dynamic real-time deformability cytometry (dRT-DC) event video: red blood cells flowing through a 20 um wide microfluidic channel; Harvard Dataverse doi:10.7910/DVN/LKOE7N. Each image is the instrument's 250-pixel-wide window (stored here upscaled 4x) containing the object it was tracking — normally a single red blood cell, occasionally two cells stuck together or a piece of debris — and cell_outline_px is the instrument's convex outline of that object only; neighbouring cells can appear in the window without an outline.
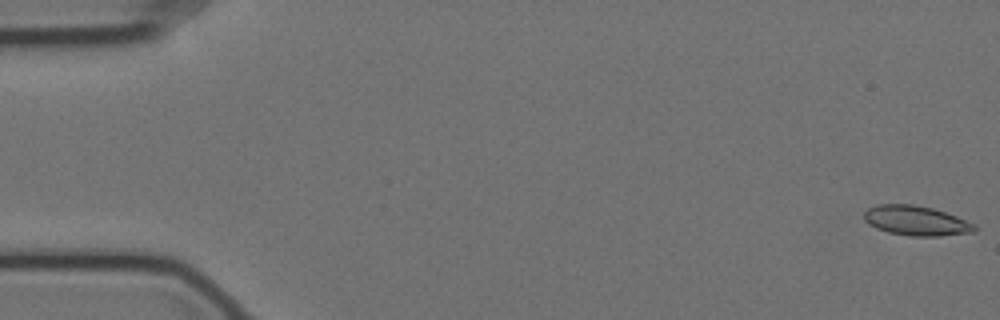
{"species": "Egyptian fruit bat (a non-hibernating species)", "species_latin": "Rousettus aegyptiacus", "temperature_condition": "cold", "stored_images_in_passage": 58, "camera_frame_rate_fps": 3000, "um_per_image_px": 0.085, "animal": {"sex": "female"}, "frame": {"image": 1, "passage_image": 1, "time_ms": 0.0, "image_size_px": [1000, 320], "cell_outline_px": [[976, 232], [940, 236], [908, 236], [888, 232], [876, 228], [868, 224], [864, 220], [864, 212], [868, 208], [876, 204], [912, 204], [932, 208], [956, 216], [976, 224]], "centroid_in_image_um": [77.86, 18.76], "position_along_channel_um": 7.1, "area_um2": 19.31}}
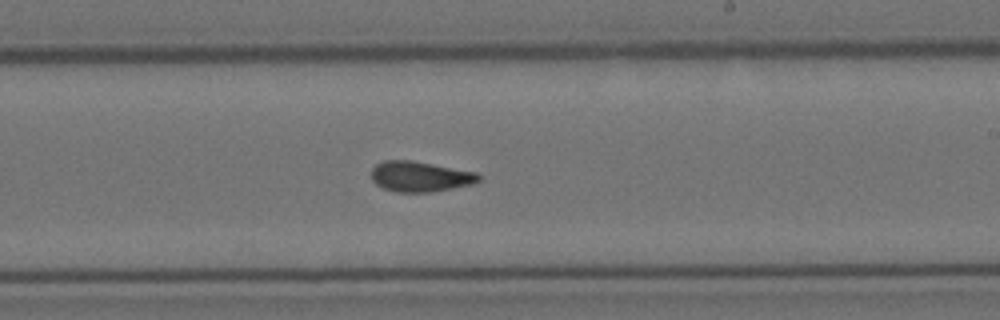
{"frame": {"image": 2, "passage_image": 34, "time_ms": 11.0, "image_size_px": [1000, 320], "cell_outline_px": [[480, 180], [472, 184], [432, 192], [396, 192], [384, 188], [376, 184], [372, 180], [372, 168], [376, 164], [384, 160], [412, 160], [476, 172], [480, 176]], "centroid_in_image_um": [35.69, 15.0], "position_along_channel_um": 253.3, "area_um2": 18.96}}
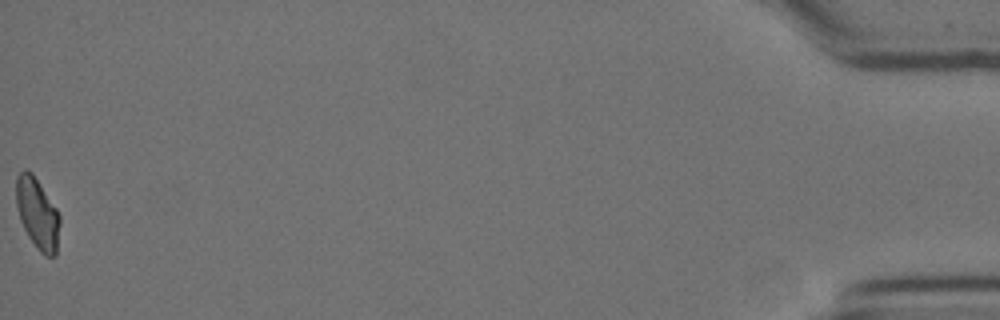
{"frame": {"image": 3, "passage_image": 58, "time_ms": 19.0, "image_size_px": [1000, 320], "cell_outline_px": [[60, 224], [56, 256], [44, 256], [36, 248], [28, 236], [20, 220], [16, 204], [16, 176], [24, 168], [32, 172], [56, 208], [60, 216]], "centroid_in_image_um": [3.18, 18.15], "position_along_channel_um": 432.0, "area_um2": 18.15}, "authors_computed_cell_mechanics": {"area_um2": 18.8717, "velocity_mm_per_s": 3.5056, "shape_relaxation_time_tau1_ms": null, "shape_relaxation_time_tau2_ms": 2.3596, "deformation_change_tau1": null, "deformation_change_tau2": 0.0661}}